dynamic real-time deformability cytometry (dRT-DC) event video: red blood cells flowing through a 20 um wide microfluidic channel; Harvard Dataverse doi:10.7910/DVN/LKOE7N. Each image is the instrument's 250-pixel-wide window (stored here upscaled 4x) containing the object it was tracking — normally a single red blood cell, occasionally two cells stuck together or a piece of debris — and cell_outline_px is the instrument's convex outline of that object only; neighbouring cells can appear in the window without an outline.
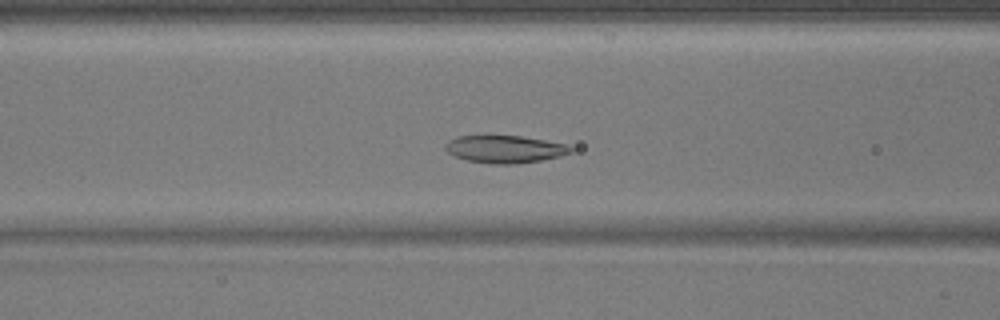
{"species": "common noctule bat (a hibernating species)", "species_latin": "Nyctalus noctula", "temperature_condition": "warm", "stored_images_in_passage": 28, "camera_frame_rate_fps": 3000, "um_per_image_px": 0.085, "animal": {"sex": "male", "body_mass_g": 17.9}, "frame": {"image": 1, "passage_image": 11, "time_ms": 3.333, "image_size_px": [1000, 320], "cell_outline_px": [[576, 148], [572, 152], [560, 156], [540, 160], [516, 164], [492, 164], [468, 160], [452, 156], [444, 148], [444, 144], [448, 140], [456, 136], [520, 136], [544, 140], [564, 144]], "centroid_in_image_um": [42.88, 12.68], "position_along_channel_um": 123.7, "area_um2": 20.11}}
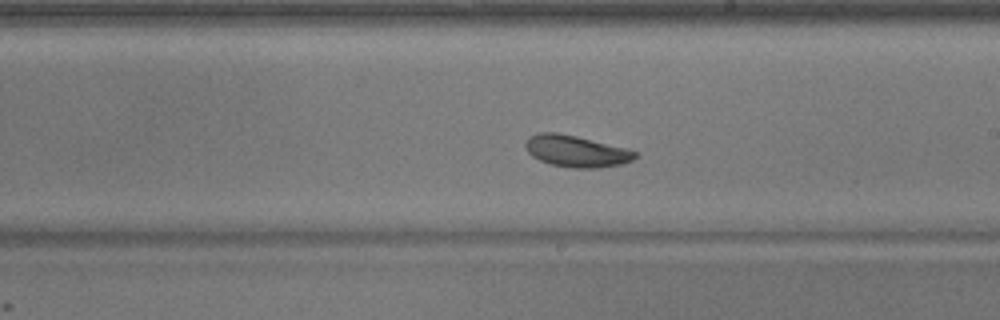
{"frame": {"image": 2, "passage_image": 20, "time_ms": 6.333, "image_size_px": [1000, 320], "cell_outline_px": [[636, 156], [632, 160], [624, 164], [600, 168], [572, 168], [552, 164], [540, 160], [532, 156], [528, 152], [524, 144], [528, 136], [540, 132], [556, 132], [576, 136], [624, 148], [636, 152]], "centroid_in_image_um": [48.94, 12.85], "position_along_channel_um": 240.1, "area_um2": 20.06}}
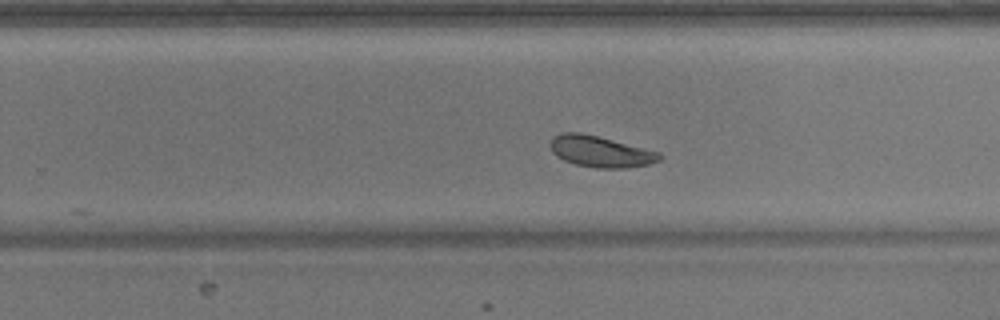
{"frame": {"image": 3, "passage_image": 23, "time_ms": 7.333, "image_size_px": [1000, 320], "cell_outline_px": [[664, 156], [660, 160], [648, 164], [624, 168], [596, 168], [576, 164], [564, 160], [556, 156], [552, 152], [552, 136], [560, 132], [580, 132], [660, 152]], "centroid_in_image_um": [51.04, 12.88], "position_along_channel_um": 278.8, "area_um2": 19.65}}